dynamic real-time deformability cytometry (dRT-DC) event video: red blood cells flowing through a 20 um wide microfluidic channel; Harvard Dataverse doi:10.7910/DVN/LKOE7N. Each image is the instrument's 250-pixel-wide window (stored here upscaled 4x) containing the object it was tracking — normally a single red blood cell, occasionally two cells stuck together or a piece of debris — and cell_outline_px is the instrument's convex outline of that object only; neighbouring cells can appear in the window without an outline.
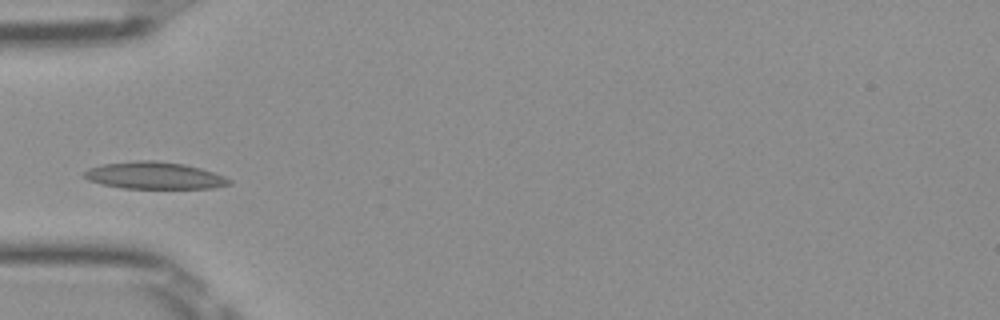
{"species": "Egyptian fruit bat (a non-hibernating species)", "species_latin": "Rousettus aegyptiacus", "temperature_condition": "room temperature", "stored_images_in_passage": 35, "camera_frame_rate_fps": 3000, "um_per_image_px": 0.085, "frame": {"image": 1, "passage_image": 1, "time_ms": 0.0, "image_size_px": [1000, 320], "cell_outline_px": [[232, 184], [216, 188], [120, 188], [100, 184], [88, 180], [84, 176], [84, 172], [88, 168], [104, 164], [140, 160], [156, 160], [184, 164], [200, 168], [224, 176], [232, 180]], "centroid_in_image_um": [13.14, 14.92], "position_along_channel_um": 71.9, "area_um2": 22.89}}
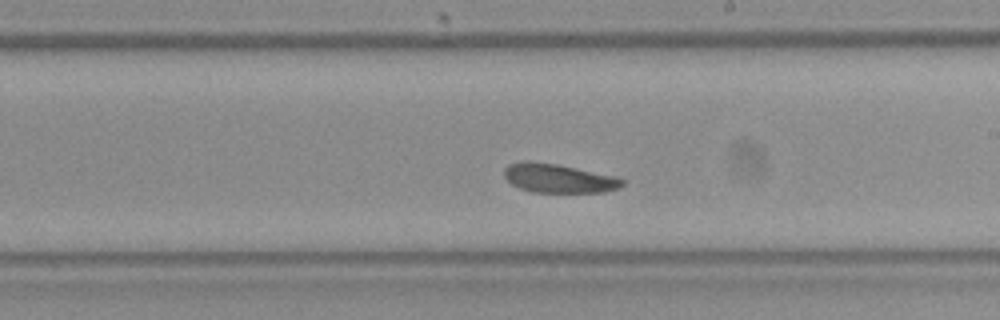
{"frame": {"image": 2, "passage_image": 14, "time_ms": 4.333, "image_size_px": [1000, 320], "cell_outline_px": [[624, 184], [620, 188], [604, 192], [532, 192], [520, 188], [512, 184], [504, 176], [504, 168], [508, 164], [524, 160], [528, 160], [556, 164], [616, 176], [624, 180]], "centroid_in_image_um": [47.47, 15.15], "position_along_channel_um": 241.5, "area_um2": 19.94}}
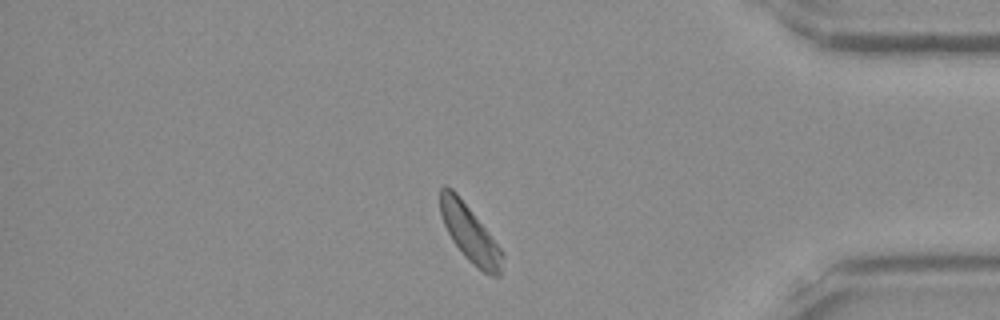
{"frame": {"image": 3, "passage_image": 28, "time_ms": 9.0, "image_size_px": [1000, 320], "cell_outline_px": [[504, 256], [500, 276], [492, 276], [476, 268], [464, 256], [452, 240], [444, 224], [440, 212], [440, 188], [444, 184], [452, 188], [456, 192], [504, 252]], "centroid_in_image_um": [39.94, 19.86], "position_along_channel_um": 395.3, "area_um2": 20.4}, "authors_computed_cell_mechanics": {"area_um2": 20.4612, "velocity_mm_per_s": 3.9082, "shape_relaxation_time_tau1_ms": 1.8979, "shape_relaxation_time_tau2_ms": 2.5763, "deformation_change_tau1": 0.0556, "deformation_change_tau2": 0.0724}}